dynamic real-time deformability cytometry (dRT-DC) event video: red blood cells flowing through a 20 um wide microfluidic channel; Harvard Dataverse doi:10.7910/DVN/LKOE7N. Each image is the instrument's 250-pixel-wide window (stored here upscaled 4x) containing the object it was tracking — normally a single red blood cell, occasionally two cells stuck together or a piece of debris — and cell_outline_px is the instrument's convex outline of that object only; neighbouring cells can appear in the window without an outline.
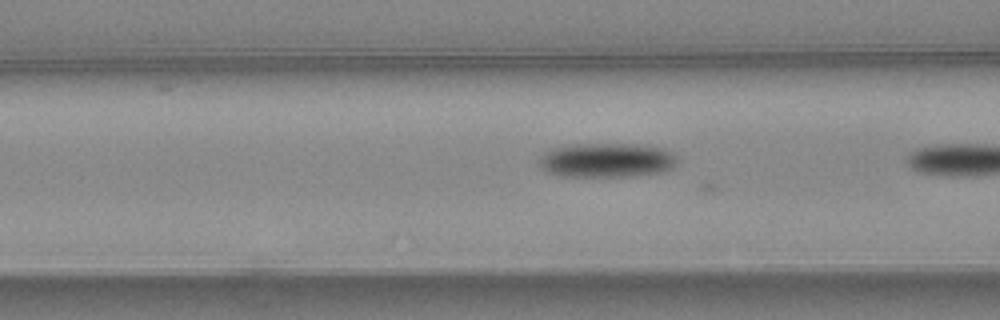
{"species": "common noctule bat (a hibernating species)", "species_latin": "Nyctalus noctula", "temperature_condition": "warm", "stored_images_in_passage": 6, "camera_frame_rate_fps": 3000, "um_per_image_px": 0.085, "animal": {"sex": "female", "body_mass_g": 24.6, "forearm_length_mm": 56.2}, "frame": {"image": 1, "passage_image": 5, "time_ms": 1.333, "image_size_px": [1000, 320], "cell_outline_px": [[676, 164], [672, 168], [664, 172], [628, 176], [560, 176], [548, 172], [540, 168], [536, 164], [540, 156], [544, 152], [552, 148], [576, 144], [636, 144], [664, 148], [672, 152], [676, 156]], "centroid_in_image_um": [51.54, 13.61], "position_along_channel_um": 115.1, "area_um2": 27.92}}